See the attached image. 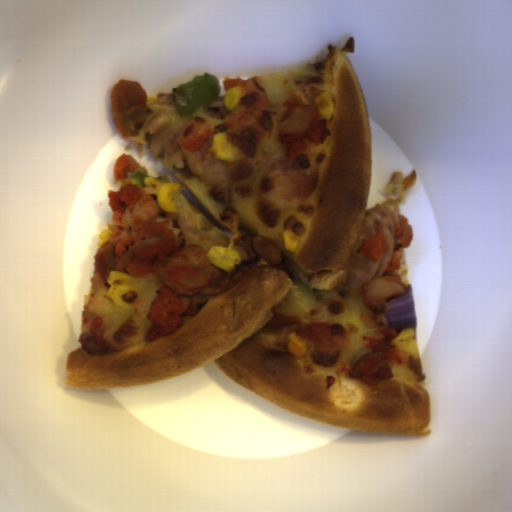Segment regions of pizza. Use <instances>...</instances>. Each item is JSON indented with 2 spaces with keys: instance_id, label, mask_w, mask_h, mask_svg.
Wrapping results in <instances>:
<instances>
[{
  "instance_id": "1",
  "label": "pizza",
  "mask_w": 512,
  "mask_h": 512,
  "mask_svg": "<svg viewBox=\"0 0 512 512\" xmlns=\"http://www.w3.org/2000/svg\"><path fill=\"white\" fill-rule=\"evenodd\" d=\"M323 59L295 69L257 75L275 113L288 98L295 77L322 78L333 100L326 115L330 135L315 146L324 152L318 177L307 200L283 210L276 226L256 217L252 198L230 193V204H219L201 180L200 161L180 145L172 144L183 123L175 105L147 95L150 110L134 144L137 157L144 150L153 160L162 158L164 171L154 179L181 183L177 212L193 221L215 246L235 249L247 236H261L281 251L279 264L263 257L239 261L256 263L235 285L208 298L196 314L171 335L126 346L107 354H89L83 347L69 352L63 384L72 388H129L173 379L212 362L238 386L307 419L353 430L403 435H431V392L426 387L422 358L409 354L406 363L390 364L393 377L364 384L343 374L313 365L305 356L269 345L254 333L275 312L300 316L302 321L340 322L350 340L343 361L352 366L365 349L363 335L377 328L363 324L368 314L358 289L343 284L326 300L315 301L296 288L290 278L309 290H331L347 275L343 270L359 238L368 210L373 165L372 126L361 81L348 57L355 53L354 37L338 49L326 46ZM292 230L300 245L284 249L282 233Z\"/></svg>"
},
{
  "instance_id": "2",
  "label": "pizza",
  "mask_w": 512,
  "mask_h": 512,
  "mask_svg": "<svg viewBox=\"0 0 512 512\" xmlns=\"http://www.w3.org/2000/svg\"><path fill=\"white\" fill-rule=\"evenodd\" d=\"M417 180V170L412 169L404 176L403 172L393 171L390 179L381 190L387 193L386 200L379 204L383 205L392 215L399 214L400 204L405 192L415 185Z\"/></svg>"
},
{
  "instance_id": "3",
  "label": "pizza",
  "mask_w": 512,
  "mask_h": 512,
  "mask_svg": "<svg viewBox=\"0 0 512 512\" xmlns=\"http://www.w3.org/2000/svg\"><path fill=\"white\" fill-rule=\"evenodd\" d=\"M395 272H396V274L400 275L401 283H403L407 287V285L410 284V281H409V275H408V269H407V263H406L404 250H403L402 258L400 260V270H397Z\"/></svg>"
},
{
  "instance_id": "4",
  "label": "pizza",
  "mask_w": 512,
  "mask_h": 512,
  "mask_svg": "<svg viewBox=\"0 0 512 512\" xmlns=\"http://www.w3.org/2000/svg\"><path fill=\"white\" fill-rule=\"evenodd\" d=\"M188 116H194V117H201L204 121H206L209 125H220L224 124V119H213L208 114L205 113V109L202 111H199L195 114L188 115Z\"/></svg>"
}]
</instances>
